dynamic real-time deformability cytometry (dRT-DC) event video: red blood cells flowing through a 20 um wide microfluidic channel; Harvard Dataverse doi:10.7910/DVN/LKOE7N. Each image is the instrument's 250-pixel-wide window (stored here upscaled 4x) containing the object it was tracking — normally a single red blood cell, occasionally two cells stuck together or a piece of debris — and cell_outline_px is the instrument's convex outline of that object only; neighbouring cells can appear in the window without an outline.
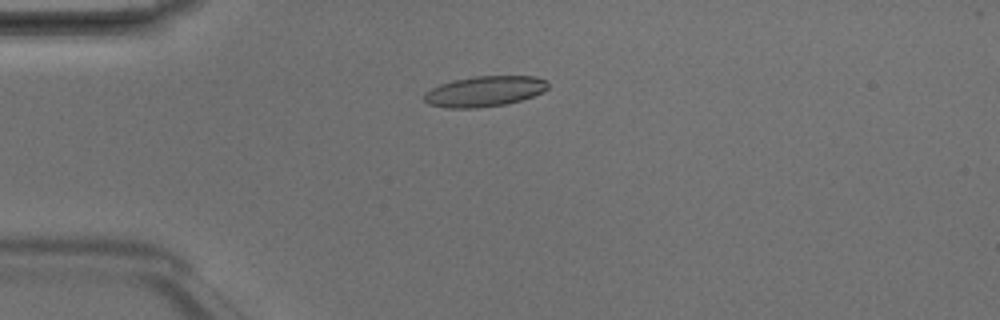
{"species": "Egyptian fruit bat (a non-hibernating species)", "species_latin": "Rousettus aegyptiacus", "temperature_condition": "room temperature", "stored_images_in_passage": 5, "camera_frame_rate_fps": 3000, "um_per_image_px": 0.085, "animal": {"sex": "male"}, "frame": {"image": 1, "passage_image": 4, "time_ms": 1.0, "image_size_px": [1000, 320], "cell_outline_px": [[548, 88], [544, 92], [508, 104], [476, 108], [448, 108], [428, 104], [424, 100], [424, 92], [440, 84], [452, 80], [476, 76], [536, 76], [548, 80]], "centroid_in_image_um": [41.2, 7.76], "position_along_channel_um": 43.8, "area_um2": 22.2}}